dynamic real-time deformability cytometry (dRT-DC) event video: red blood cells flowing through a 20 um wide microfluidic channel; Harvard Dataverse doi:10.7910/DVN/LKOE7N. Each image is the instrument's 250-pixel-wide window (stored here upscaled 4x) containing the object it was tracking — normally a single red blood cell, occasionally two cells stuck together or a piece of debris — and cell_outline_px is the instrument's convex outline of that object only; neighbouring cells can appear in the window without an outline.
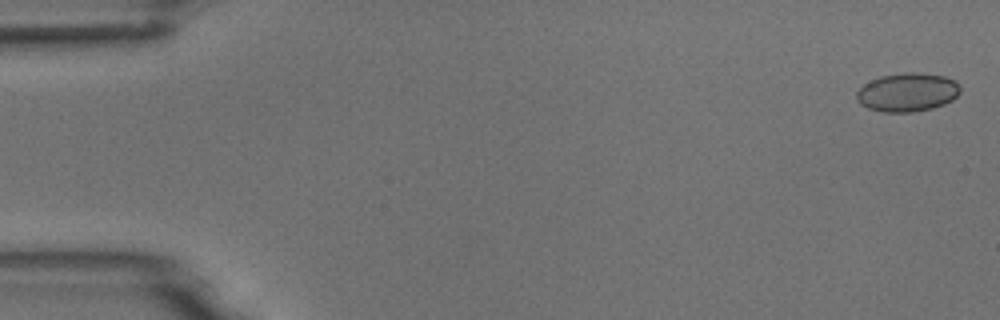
{"species": "common noctule bat (a hibernating species)", "species_latin": "Nyctalus noctula", "temperature_condition": "room temperature", "stored_images_in_passage": 16, "camera_frame_rate_fps": 3000, "um_per_image_px": 0.085, "animal": {"sex": "male", "body_mass_g": 18.8}, "frame": {"image": 1, "passage_image": 2, "time_ms": 0.333, "image_size_px": [1000, 320], "cell_outline_px": [[960, 92], [952, 100], [944, 104], [932, 108], [912, 112], [880, 112], [868, 108], [860, 104], [856, 100], [856, 92], [864, 84], [880, 76], [904, 72], [916, 72], [944, 76], [956, 80], [960, 88]], "centroid_in_image_um": [77.12, 7.84], "position_along_channel_um": 7.9, "area_um2": 23.47}}